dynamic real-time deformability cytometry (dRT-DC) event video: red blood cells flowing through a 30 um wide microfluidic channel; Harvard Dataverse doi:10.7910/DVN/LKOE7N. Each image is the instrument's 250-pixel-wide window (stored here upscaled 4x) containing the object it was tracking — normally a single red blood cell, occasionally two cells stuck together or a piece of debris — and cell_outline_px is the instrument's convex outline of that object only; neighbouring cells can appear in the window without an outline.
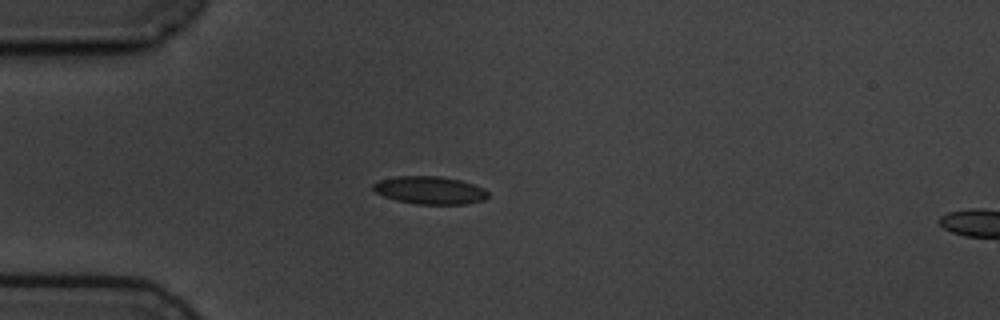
{"species": "common noctule bat (a hibernating species)", "species_latin": "Nyctalus noctula", "temperature_condition": "cold", "stored_images_in_passage": 6, "camera_frame_rate_fps": 3000, "um_per_image_px": 0.085, "animal": {"sex": "male", "body_mass_g": 19.5, "forearm_length_mm": 54.6}, "frame": {"image": 1, "passage_image": 4, "time_ms": 3.667, "image_size_px": [1000, 320], "cell_outline_px": [[488, 196], [484, 200], [468, 204], [416, 204], [396, 200], [384, 196], [376, 192], [372, 188], [372, 184], [380, 180], [396, 176], [440, 176], [460, 180], [484, 188], [488, 192]], "centroid_in_image_um": [36.54, 16.17], "position_along_channel_um": 48.5, "area_um2": 18.61}}
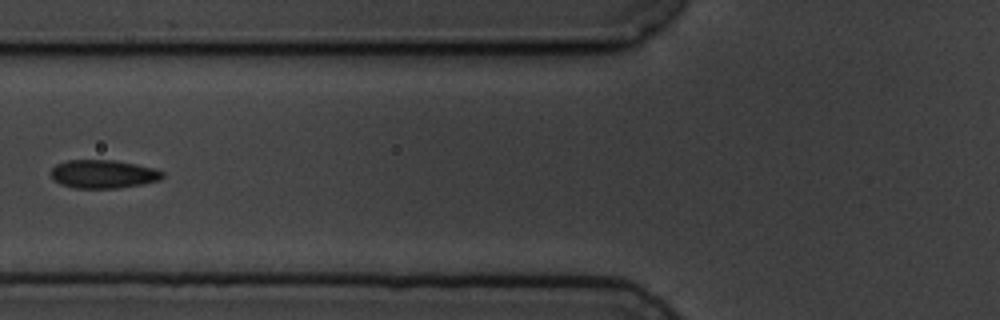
{"frame": {"image": 2, "passage_image": 6, "time_ms": 6.0, "image_size_px": [1000, 320], "cell_outline_px": [[164, 176], [160, 180], [140, 184], [116, 188], [72, 188], [60, 184], [52, 180], [52, 168], [56, 164], [68, 160], [116, 160], [136, 164], [152, 168], [164, 172]], "centroid_in_image_um": [8.75, 14.79], "position_along_channel_um": 117.0, "area_um2": 18.44}}